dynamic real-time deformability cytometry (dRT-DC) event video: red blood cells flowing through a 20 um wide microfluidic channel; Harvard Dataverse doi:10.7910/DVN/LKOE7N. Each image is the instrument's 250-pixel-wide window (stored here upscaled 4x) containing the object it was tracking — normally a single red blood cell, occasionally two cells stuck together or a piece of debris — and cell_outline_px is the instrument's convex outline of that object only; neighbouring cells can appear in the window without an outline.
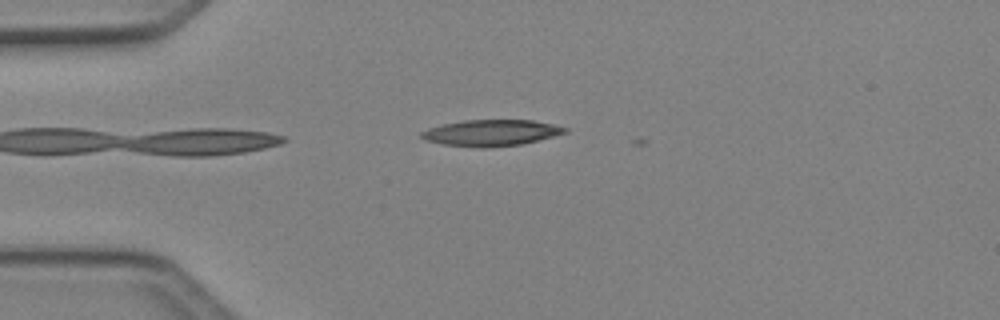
{"species": "Egyptian fruit bat (a non-hibernating species)", "species_latin": "Rousettus aegyptiacus", "temperature_condition": "cold", "stored_images_in_passage": 5, "camera_frame_rate_fps": 3000, "um_per_image_px": 0.085, "animal": {"sex": "female"}, "frame": {"image": 1, "passage_image": 3, "time_ms": 0.667, "image_size_px": [1000, 320], "cell_outline_px": [[568, 132], [520, 144], [488, 148], [480, 148], [444, 144], [424, 140], [420, 136], [420, 132], [428, 128], [444, 124], [464, 120], [532, 120], [552, 124], [568, 128]], "centroid_in_image_um": [41.71, 11.29], "position_along_channel_um": 43.3, "area_um2": 21.79}}